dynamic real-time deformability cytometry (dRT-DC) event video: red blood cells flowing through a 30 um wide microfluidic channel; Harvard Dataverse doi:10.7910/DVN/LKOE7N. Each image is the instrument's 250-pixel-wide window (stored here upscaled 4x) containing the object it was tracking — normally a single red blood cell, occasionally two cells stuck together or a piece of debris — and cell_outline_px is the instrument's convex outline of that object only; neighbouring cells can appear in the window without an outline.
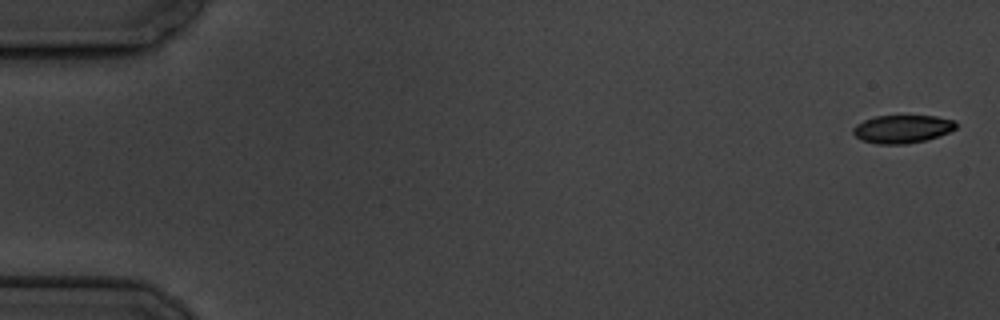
{"species": "common noctule bat (a hibernating species)", "species_latin": "Nyctalus noctula", "temperature_condition": "cold", "stored_images_in_passage": 6, "camera_frame_rate_fps": 3000, "um_per_image_px": 0.085, "animal": {"sex": "male", "body_mass_g": 19.5, "forearm_length_mm": 54.6}, "frame": {"image": 1, "passage_image": 1, "time_ms": 0.0, "image_size_px": [1000, 320], "cell_outline_px": [[956, 128], [948, 132], [924, 140], [904, 144], [876, 144], [860, 140], [852, 132], [852, 128], [856, 124], [864, 120], [876, 116], [936, 116], [956, 120]], "centroid_in_image_um": [76.66, 10.96], "position_along_channel_um": 8.3, "area_um2": 16.76}}
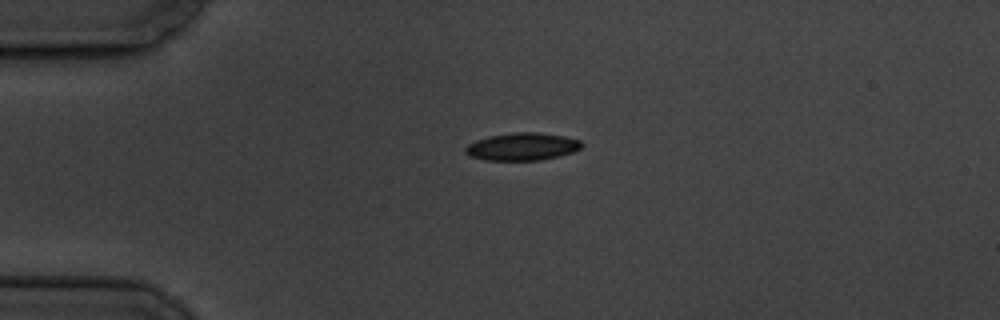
{"frame": {"image": 2, "passage_image": 4, "time_ms": 4.333, "image_size_px": [1000, 320], "cell_outline_px": [[584, 144], [580, 148], [572, 152], [560, 156], [540, 160], [484, 160], [472, 156], [464, 152], [464, 148], [468, 144], [476, 140], [488, 136], [516, 132], [536, 132], [564, 136], [580, 140]], "centroid_in_image_um": [44.39, 12.46], "position_along_channel_um": 40.6, "area_um2": 18.67}}